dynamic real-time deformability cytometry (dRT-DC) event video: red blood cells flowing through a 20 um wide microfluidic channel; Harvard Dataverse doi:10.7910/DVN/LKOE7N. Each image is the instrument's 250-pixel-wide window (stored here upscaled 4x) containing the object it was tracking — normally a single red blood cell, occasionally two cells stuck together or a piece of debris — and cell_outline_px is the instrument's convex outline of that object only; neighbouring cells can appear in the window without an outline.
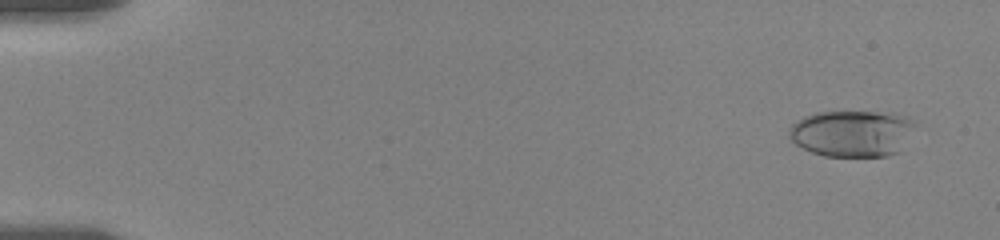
{"species": "human", "species_latin": "Homo sapiens", "temperature_condition": "room temperature", "stored_images_in_passage": 76, "camera_frame_rate_fps": 3000, "um_per_image_px": 0.085, "donor": {"sex": "female"}, "frame": {"image": 1, "passage_image": 4, "time_ms": 1.0, "image_size_px": [1000, 240], "cell_outline_px": [[916, 124], [896, 152], [888, 156], [824, 156], [812, 152], [796, 144], [788, 136], [788, 128], [796, 120], [804, 116], [816, 112], [876, 112], [908, 116]], "centroid_in_image_um": [72.36, 11.33], "position_along_channel_um": 12.6, "area_um2": 33.81}}
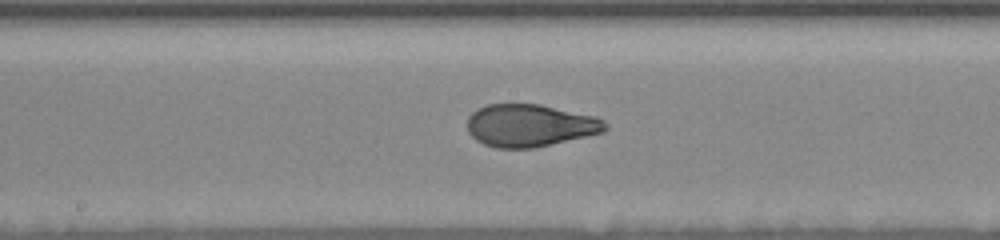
{"frame": {"image": 2, "passage_image": 34, "time_ms": 10.333, "image_size_px": [1000, 240], "cell_outline_px": [[608, 128], [604, 132], [552, 144], [532, 148], [496, 148], [484, 144], [476, 140], [468, 132], [468, 116], [476, 108], [488, 104], [540, 104], [596, 116], [604, 120], [608, 124]], "centroid_in_image_um": [45.05, 10.66], "position_along_channel_um": 203.1, "area_um2": 34.33}}
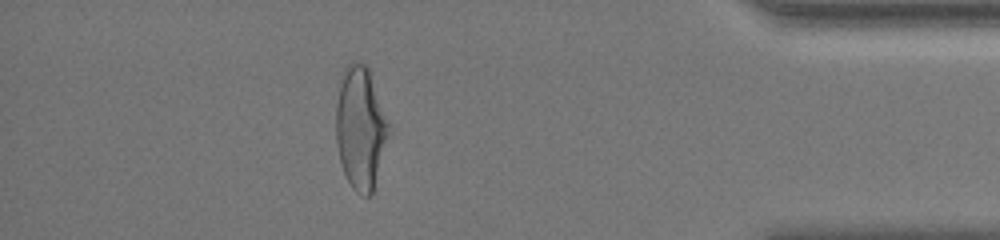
{"frame": {"image": 3, "passage_image": 74, "time_ms": 17.0, "image_size_px": [1000, 240], "cell_outline_px": [[388, 124], [372, 192], [368, 196], [364, 196], [356, 192], [352, 188], [344, 172], [340, 160], [336, 144], [336, 104], [340, 72], [352, 60], [356, 60], [364, 64], [368, 68]], "centroid_in_image_um": [30.55, 10.79], "position_along_channel_um": 404.7, "area_um2": 36.47}, "authors_computed_cell_mechanics": {"area_um2": 34.68, "velocity_mm_per_s": 3.546, "shape_relaxation_time_tau1_ms": 6.74, "shape_relaxation_time_tau2_ms": 0.9466, "deformation_change_tau1": 0.2335, "deformation_change_tau2": 0.066}}